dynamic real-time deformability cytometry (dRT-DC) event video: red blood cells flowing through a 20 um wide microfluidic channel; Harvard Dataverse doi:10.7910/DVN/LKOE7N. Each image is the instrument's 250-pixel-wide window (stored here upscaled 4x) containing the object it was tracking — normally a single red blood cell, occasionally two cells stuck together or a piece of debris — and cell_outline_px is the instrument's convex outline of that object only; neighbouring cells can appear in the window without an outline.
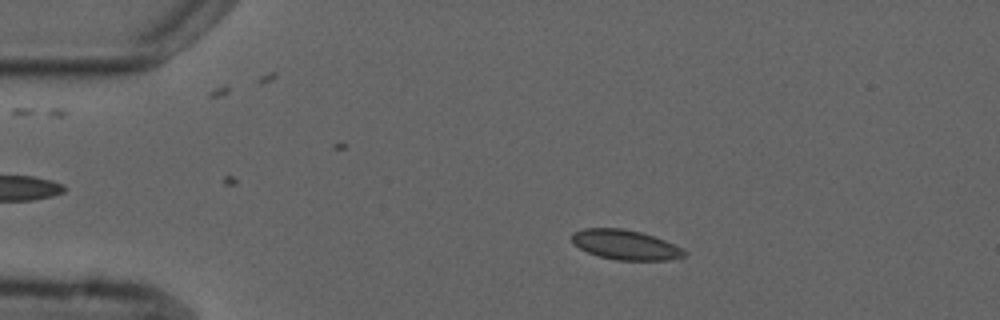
{"species": "common noctule bat (a hibernating species)", "species_latin": "Nyctalus noctula", "temperature_condition": "cold", "stored_images_in_passage": 6, "camera_frame_rate_fps": 3000, "um_per_image_px": 0.085, "animal": {"sex": "male", "forearm_length_mm": 52.5}, "frame": {"image": 1, "passage_image": 2, "time_ms": 1.0, "image_size_px": [1000, 320], "cell_outline_px": [[688, 252], [680, 260], [616, 260], [600, 256], [588, 252], [572, 244], [572, 232], [584, 228], [624, 228], [640, 232], [664, 240]], "centroid_in_image_um": [53.16, 20.81], "position_along_channel_um": 31.8, "area_um2": 19.54}}
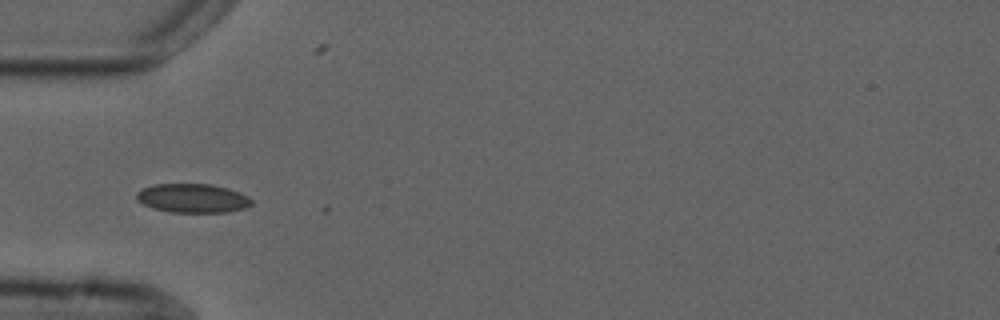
{"frame": {"image": 2, "passage_image": 4, "time_ms": 3.333, "image_size_px": [1000, 320], "cell_outline_px": [[252, 204], [244, 208], [228, 212], [172, 212], [152, 208], [136, 200], [136, 192], [152, 184], [208, 184], [228, 188], [240, 192], [248, 196], [252, 200]], "centroid_in_image_um": [16.37, 16.84], "position_along_channel_um": 68.6, "area_um2": 19.42}}
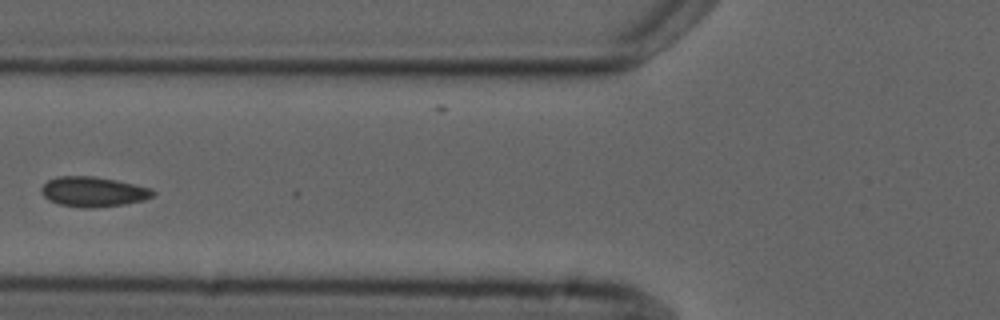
{"frame": {"image": 3, "passage_image": 5, "time_ms": 4.667, "image_size_px": [1000, 320], "cell_outline_px": [[156, 192], [152, 196], [144, 200], [124, 204], [96, 208], [84, 208], [60, 204], [48, 200], [40, 192], [40, 188], [48, 180], [56, 176], [92, 176], [116, 180], [148, 188]], "centroid_in_image_um": [7.88, 16.3], "position_along_channel_um": 117.9, "area_um2": 19.42}}